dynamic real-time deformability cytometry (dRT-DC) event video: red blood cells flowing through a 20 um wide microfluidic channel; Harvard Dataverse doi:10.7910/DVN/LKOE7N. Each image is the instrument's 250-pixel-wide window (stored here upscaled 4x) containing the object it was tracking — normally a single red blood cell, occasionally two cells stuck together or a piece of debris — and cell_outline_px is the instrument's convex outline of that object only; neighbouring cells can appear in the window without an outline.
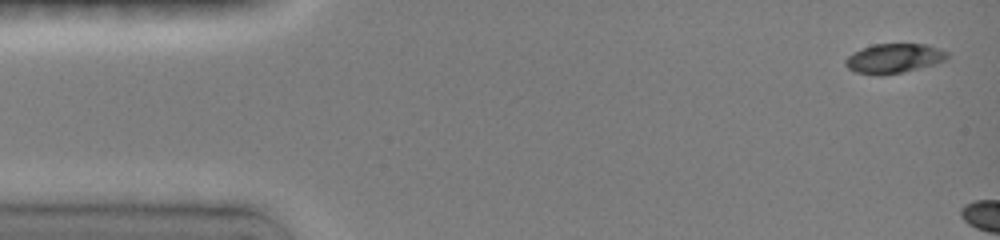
{"species": "common noctule bat (a hibernating species)", "species_latin": "Nyctalus noctula", "temperature_condition": "room temperature", "stored_images_in_passage": 5, "camera_frame_rate_fps": 3000, "um_per_image_px": 0.085, "animal": {"sex": "female", "body_mass_g": 19.0, "forearm_length_mm": 51.5}, "frame": {"image": 1, "passage_image": 1, "time_ms": 0.0, "image_size_px": [1000, 240], "cell_outline_px": [[948, 56], [944, 60], [936, 64], [900, 72], [880, 76], [876, 76], [856, 72], [848, 68], [844, 64], [844, 60], [852, 52], [860, 48], [872, 44], [928, 44], [948, 52]], "centroid_in_image_um": [75.94, 4.96], "position_along_channel_um": 9.1, "area_um2": 17.63}}